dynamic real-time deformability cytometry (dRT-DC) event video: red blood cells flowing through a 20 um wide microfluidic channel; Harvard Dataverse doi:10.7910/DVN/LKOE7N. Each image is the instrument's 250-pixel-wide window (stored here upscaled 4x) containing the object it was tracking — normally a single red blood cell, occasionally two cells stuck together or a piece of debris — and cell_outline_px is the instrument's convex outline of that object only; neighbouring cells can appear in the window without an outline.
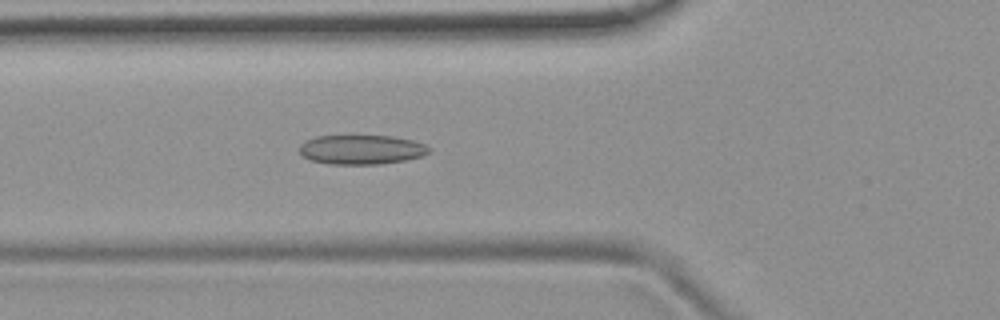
{"species": "common noctule bat (a hibernating species)", "species_latin": "Nyctalus noctula", "temperature_condition": "room temperature", "stored_images_in_passage": 53, "camera_frame_rate_fps": 3000, "um_per_image_px": 0.085, "animal": {"sex": "female", "body_mass_g": 19.9}, "frame": {"image": 1, "passage_image": 19, "time_ms": 6.0, "image_size_px": [1000, 320], "cell_outline_px": [[432, 148], [428, 152], [420, 156], [404, 160], [380, 164], [328, 164], [312, 160], [304, 156], [300, 152], [300, 144], [304, 140], [316, 136], [392, 136], [412, 140], [424, 144]], "centroid_in_image_um": [30.7, 12.71], "position_along_channel_um": 95.1, "area_um2": 22.08}}
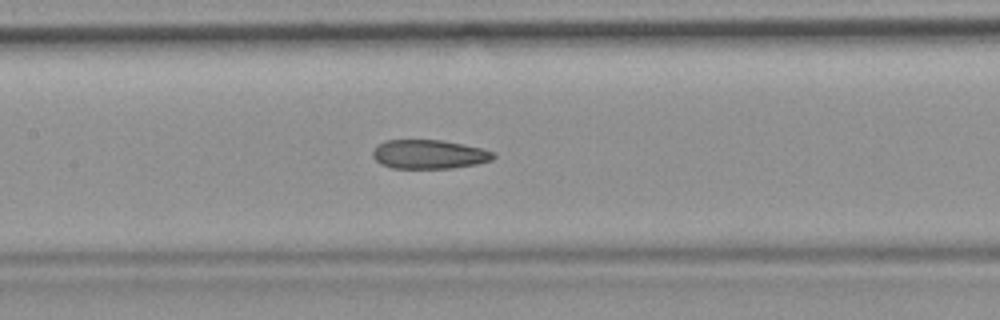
{"frame": {"image": 2, "passage_image": 25, "time_ms": 8.0, "image_size_px": [1000, 320], "cell_outline_px": [[496, 156], [492, 160], [476, 164], [452, 168], [392, 168], [380, 164], [372, 156], [372, 152], [380, 144], [388, 140], [440, 140], [464, 144], [496, 152]], "centroid_in_image_um": [36.5, 13.12], "position_along_channel_um": 170.9, "area_um2": 20.35}}
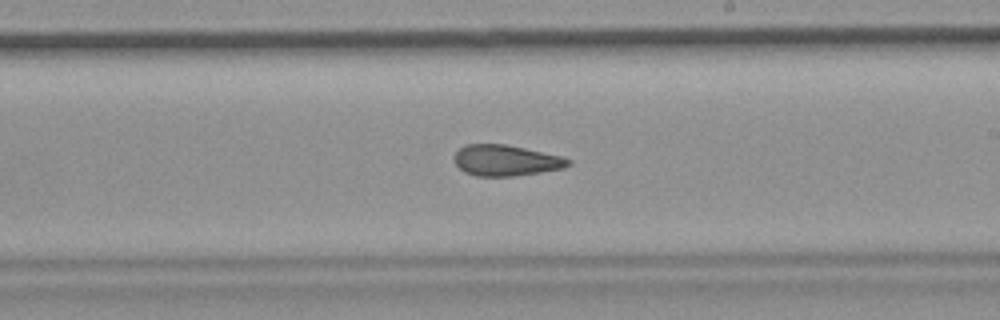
{"frame": {"image": 3, "passage_image": 31, "time_ms": 10.0, "image_size_px": [1000, 320], "cell_outline_px": [[572, 164], [564, 168], [516, 176], [476, 176], [464, 172], [456, 164], [456, 152], [464, 144], [504, 144], [564, 156], [572, 160]], "centroid_in_image_um": [43.05, 13.64], "position_along_channel_um": 245.9, "area_um2": 20.58}, "authors_computed_cell_mechanics": {"area_um2": 21.7328, "velocity_mm_per_s": 3.7805, "shape_relaxation_time_tau1_ms": null, "shape_relaxation_time_tau2_ms": 2.4897, "deformation_change_tau1": null, "deformation_change_tau2": 0.1013}}